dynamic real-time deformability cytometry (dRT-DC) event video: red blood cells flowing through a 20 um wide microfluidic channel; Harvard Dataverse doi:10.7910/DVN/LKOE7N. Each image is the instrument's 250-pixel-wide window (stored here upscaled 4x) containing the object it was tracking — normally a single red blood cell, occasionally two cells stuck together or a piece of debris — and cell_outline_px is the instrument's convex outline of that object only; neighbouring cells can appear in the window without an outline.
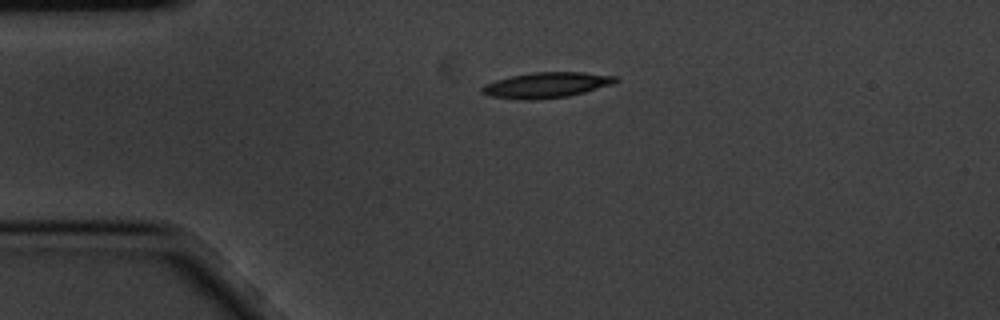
{"species": "common noctule bat (a hibernating species)", "species_latin": "Nyctalus noctula", "temperature_condition": "cold", "stored_images_in_passage": 3, "camera_frame_rate_fps": 3000, "um_per_image_px": 0.085, "animal": {"sex": "male", "body_mass_g": 20.1, "forearm_length_mm": 53.5}, "frame": {"image": 1, "passage_image": 1, "time_ms": 0.0, "image_size_px": [1000, 320], "cell_outline_px": [[620, 80], [612, 84], [584, 92], [568, 96], [532, 100], [520, 100], [492, 96], [480, 92], [480, 88], [484, 84], [496, 80], [512, 76], [536, 72], [584, 72], [620, 76]], "centroid_in_image_um": [46.47, 7.22], "position_along_channel_um": 38.5, "area_um2": 19.88}}
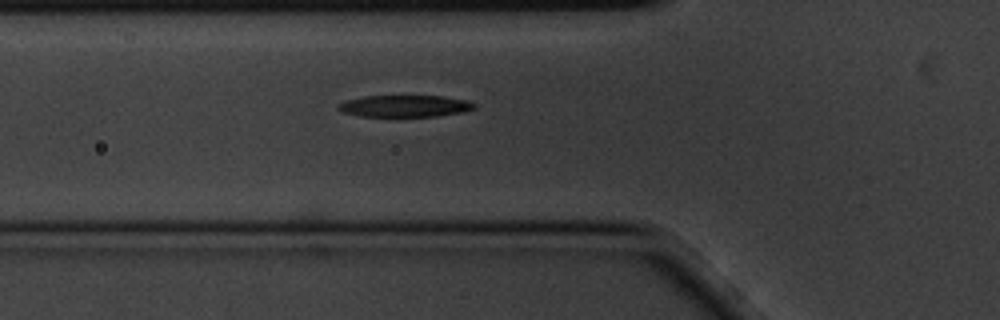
{"frame": {"image": 2, "passage_image": 3, "time_ms": 0.667, "image_size_px": [1000, 320], "cell_outline_px": [[476, 108], [464, 112], [436, 116], [360, 116], [344, 112], [336, 108], [336, 104], [348, 100], [364, 96], [444, 96], [464, 100], [476, 104]], "centroid_in_image_um": [34.41, 9.01], "position_along_channel_um": 91.4, "area_um2": 17.17}}